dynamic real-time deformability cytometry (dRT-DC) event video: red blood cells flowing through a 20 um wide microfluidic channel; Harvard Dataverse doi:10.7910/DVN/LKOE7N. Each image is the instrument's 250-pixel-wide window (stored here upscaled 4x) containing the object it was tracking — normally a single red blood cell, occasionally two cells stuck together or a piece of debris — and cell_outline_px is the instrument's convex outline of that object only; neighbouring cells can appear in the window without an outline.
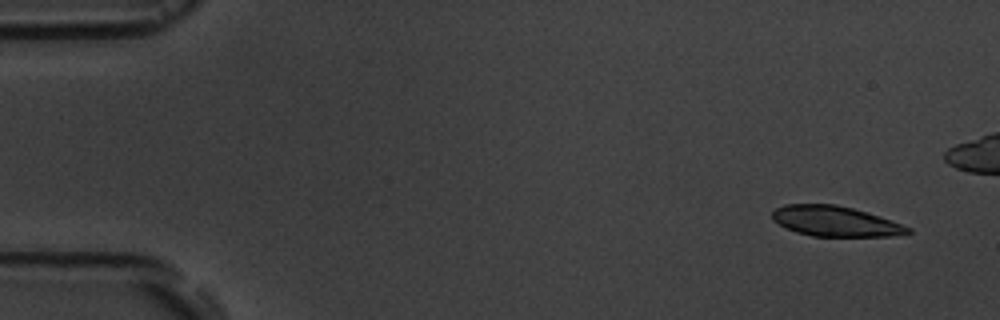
{"species": "common noctule bat (a hibernating species)", "species_latin": "Nyctalus noctula", "temperature_condition": "room temperature", "stored_images_in_passage": 5, "camera_frame_rate_fps": 3000, "um_per_image_px": 0.085, "animal": {"sex": "male", "body_mass_g": 19.5, "forearm_length_mm": 54.6}, "frame": {"image": 1, "passage_image": 1, "time_ms": 0.0, "image_size_px": [1000, 320], "cell_outline_px": [[912, 232], [892, 236], [812, 236], [796, 232], [772, 220], [772, 212], [776, 208], [784, 204], [836, 204], [868, 212], [880, 216], [912, 228]], "centroid_in_image_um": [71.0, 18.8], "position_along_channel_um": 14.0, "area_um2": 23.87}}